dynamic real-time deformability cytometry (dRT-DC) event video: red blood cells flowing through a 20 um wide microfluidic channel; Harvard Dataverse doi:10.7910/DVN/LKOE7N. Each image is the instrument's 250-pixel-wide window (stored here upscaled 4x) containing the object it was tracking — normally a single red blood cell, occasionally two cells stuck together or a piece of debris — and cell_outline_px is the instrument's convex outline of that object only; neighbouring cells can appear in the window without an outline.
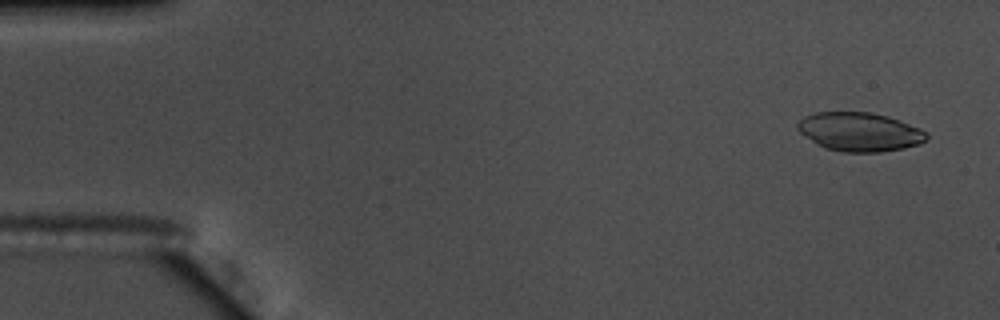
{"species": "common noctule bat (a hibernating species)", "species_latin": "Nyctalus noctula", "temperature_condition": "warm", "stored_images_in_passage": 55, "camera_frame_rate_fps": 3000, "um_per_image_px": 0.085, "animal": {"sex": "male", "body_mass_g": 17.5, "forearm_length_mm": 52.3}, "frame": {"image": 1, "passage_image": 3, "time_ms": 0.667, "image_size_px": [1000, 320], "cell_outline_px": [[928, 140], [920, 144], [904, 148], [880, 152], [844, 152], [824, 148], [816, 144], [804, 136], [796, 128], [796, 124], [804, 116], [816, 112], [872, 112], [888, 116], [900, 120], [920, 128], [928, 132]], "centroid_in_image_um": [73.08, 11.21], "position_along_channel_um": 11.9, "area_um2": 29.54}}
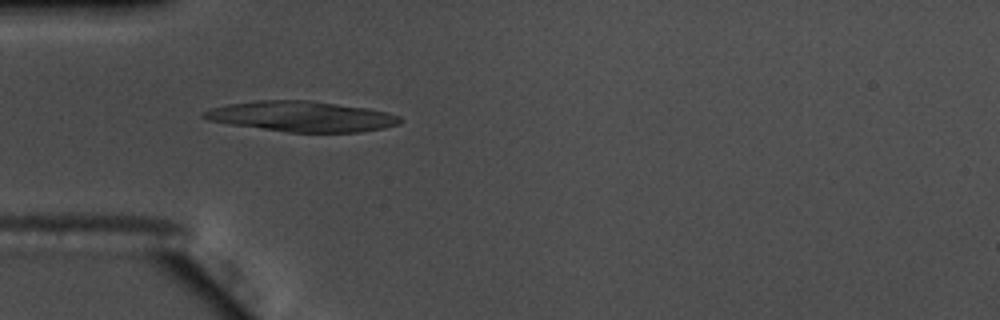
{"frame": {"image": 2, "passage_image": 17, "time_ms": 5.333, "image_size_px": [1000, 320], "cell_outline_px": [[404, 120], [400, 124], [384, 128], [360, 132], [288, 132], [228, 124], [208, 120], [200, 116], [200, 112], [212, 108], [228, 104], [256, 100], [308, 100], [368, 108], [388, 112], [400, 116]], "centroid_in_image_um": [25.65, 9.9], "position_along_channel_um": 59.4, "area_um2": 34.97}}